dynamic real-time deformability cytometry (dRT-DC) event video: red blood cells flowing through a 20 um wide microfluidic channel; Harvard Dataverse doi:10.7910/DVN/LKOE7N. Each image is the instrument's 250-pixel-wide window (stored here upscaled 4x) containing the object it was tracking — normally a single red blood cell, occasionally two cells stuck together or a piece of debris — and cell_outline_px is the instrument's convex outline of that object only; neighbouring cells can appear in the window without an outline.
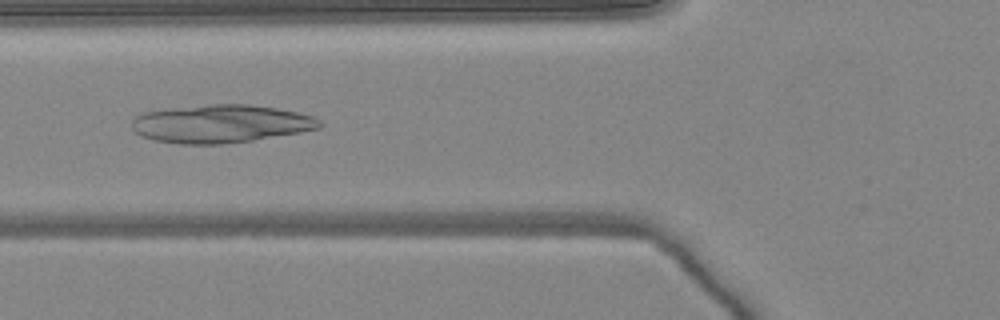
{"species": "common noctule bat (a hibernating species)", "species_latin": "Nyctalus noctula", "temperature_condition": "warm", "stored_images_in_passage": 44, "camera_frame_rate_fps": 3000, "um_per_image_px": 0.085, "animal": {"sex": "female", "body_mass_g": 24.6, "forearm_length_mm": 56.2}, "frame": {"image": 1, "passage_image": 13, "time_ms": 4.0, "image_size_px": [1000, 320], "cell_outline_px": [[324, 124], [320, 128], [300, 132], [252, 140], [224, 144], [180, 144], [152, 140], [140, 136], [132, 128], [132, 120], [136, 116], [144, 112], [172, 108], [208, 104], [248, 104], [276, 108], [300, 112], [312, 116], [320, 120]], "centroid_in_image_um": [18.77, 10.52], "position_along_channel_um": 107.0, "area_um2": 41.79}}
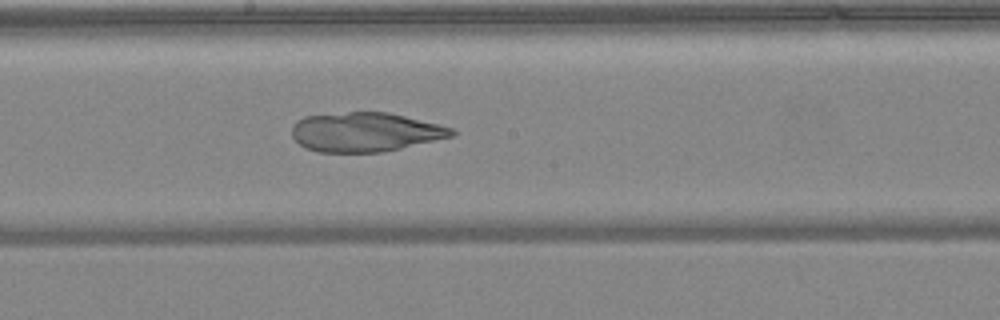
{"frame": {"image": 2, "passage_image": 21, "time_ms": 6.667, "image_size_px": [1000, 320], "cell_outline_px": [[456, 132], [452, 136], [384, 152], [316, 152], [300, 144], [292, 136], [292, 128], [296, 120], [304, 116], [348, 112], [388, 112], [440, 124], [452, 128]], "centroid_in_image_um": [31.04, 11.22], "position_along_channel_um": 217.2, "area_um2": 36.47}}
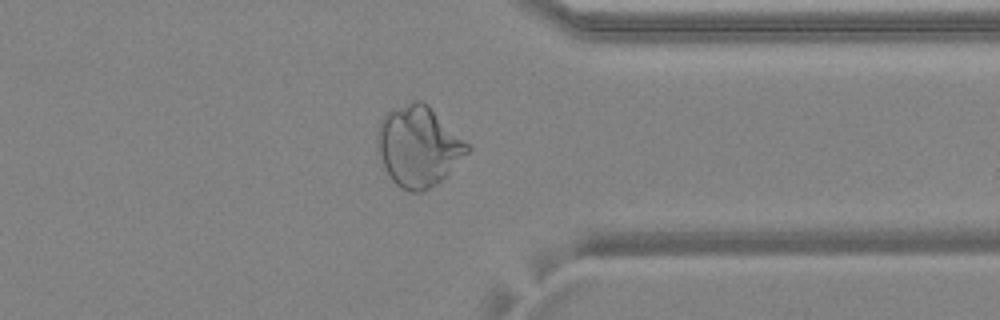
{"frame": {"image": 3, "passage_image": 33, "time_ms": 10.667, "image_size_px": [1000, 320], "cell_outline_px": [[472, 148], [436, 184], [424, 192], [408, 192], [400, 188], [392, 180], [376, 148], [376, 132], [380, 120], [392, 108], [416, 100], [420, 100], [428, 104]], "centroid_in_image_um": [35.53, 12.42], "position_along_channel_um": 375.9, "area_um2": 41.85}}